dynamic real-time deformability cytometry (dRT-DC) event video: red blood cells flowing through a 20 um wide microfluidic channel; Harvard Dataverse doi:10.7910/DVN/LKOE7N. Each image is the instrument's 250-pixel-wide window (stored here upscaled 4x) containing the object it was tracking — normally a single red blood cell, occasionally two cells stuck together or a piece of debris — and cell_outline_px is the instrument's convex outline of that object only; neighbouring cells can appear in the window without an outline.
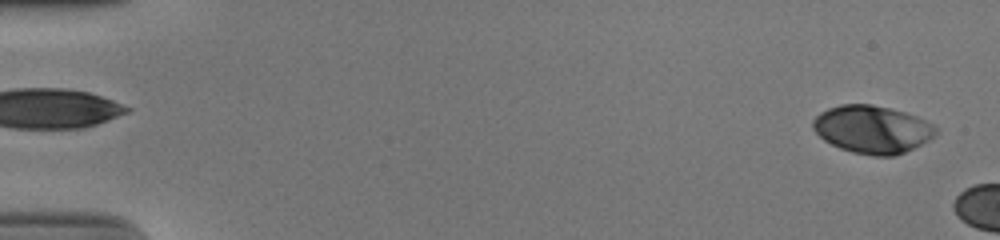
{"species": "human", "species_latin": "Homo sapiens", "temperature_condition": "cold", "stored_images_in_passage": 7, "camera_frame_rate_fps": 3000, "um_per_image_px": 0.085, "donor": {"sex": "male"}, "frame": {"image": 1, "passage_image": 2, "time_ms": 0.333, "image_size_px": [1000, 240], "cell_outline_px": [[936, 132], [928, 140], [896, 156], [872, 156], [852, 152], [840, 148], [824, 140], [812, 128], [812, 120], [820, 112], [828, 108], [840, 104], [872, 104], [904, 112], [916, 116], [932, 124], [936, 128]], "centroid_in_image_um": [74.1, 10.99], "position_along_channel_um": 10.9, "area_um2": 33.99}}